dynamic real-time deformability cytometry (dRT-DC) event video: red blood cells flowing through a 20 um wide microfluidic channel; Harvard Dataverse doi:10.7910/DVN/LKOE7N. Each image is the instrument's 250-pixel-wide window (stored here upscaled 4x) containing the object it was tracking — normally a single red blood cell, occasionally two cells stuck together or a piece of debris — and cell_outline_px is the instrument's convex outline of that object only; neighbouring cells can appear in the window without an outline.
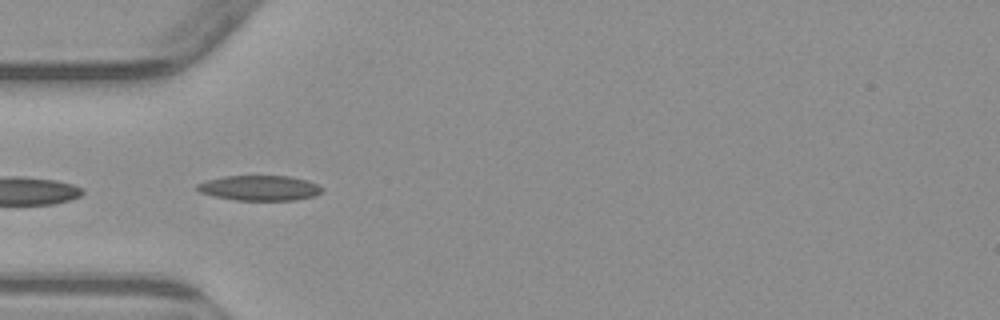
{"species": "common noctule bat (a hibernating species)", "species_latin": "Nyctalus noctula", "temperature_condition": "warm", "stored_images_in_passage": 6, "camera_frame_rate_fps": 3000, "um_per_image_px": 0.085, "animal": {"sex": "male", "body_mass_g": 23.1, "forearm_length_mm": 52.7}, "frame": {"image": 1, "passage_image": 5, "time_ms": 4.667, "image_size_px": [1000, 320], "cell_outline_px": [[324, 188], [316, 196], [296, 200], [236, 200], [216, 196], [200, 192], [196, 188], [196, 184], [208, 180], [224, 176], [292, 176], [308, 180]], "centroid_in_image_um": [22.11, 15.97], "position_along_channel_um": 62.9, "area_um2": 18.26}}
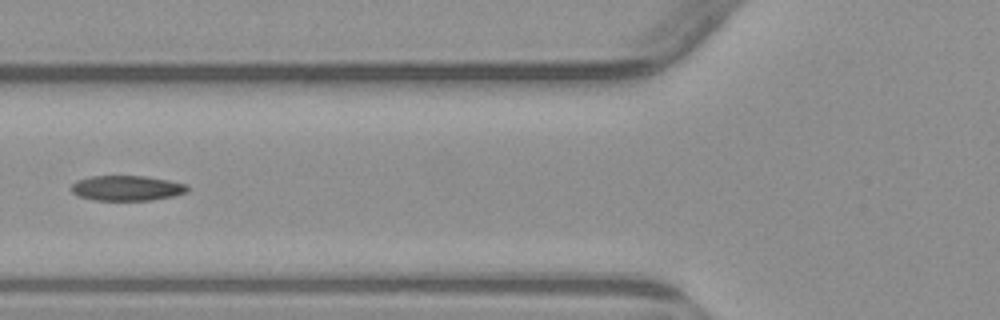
{"frame": {"image": 2, "passage_image": 6, "time_ms": 6.0, "image_size_px": [1000, 320], "cell_outline_px": [[188, 192], [176, 196], [152, 200], [92, 200], [76, 196], [72, 192], [72, 184], [76, 180], [92, 176], [144, 176], [168, 180], [188, 184]], "centroid_in_image_um": [10.8, 16.0], "position_along_channel_um": 115.0, "area_um2": 17.22}}